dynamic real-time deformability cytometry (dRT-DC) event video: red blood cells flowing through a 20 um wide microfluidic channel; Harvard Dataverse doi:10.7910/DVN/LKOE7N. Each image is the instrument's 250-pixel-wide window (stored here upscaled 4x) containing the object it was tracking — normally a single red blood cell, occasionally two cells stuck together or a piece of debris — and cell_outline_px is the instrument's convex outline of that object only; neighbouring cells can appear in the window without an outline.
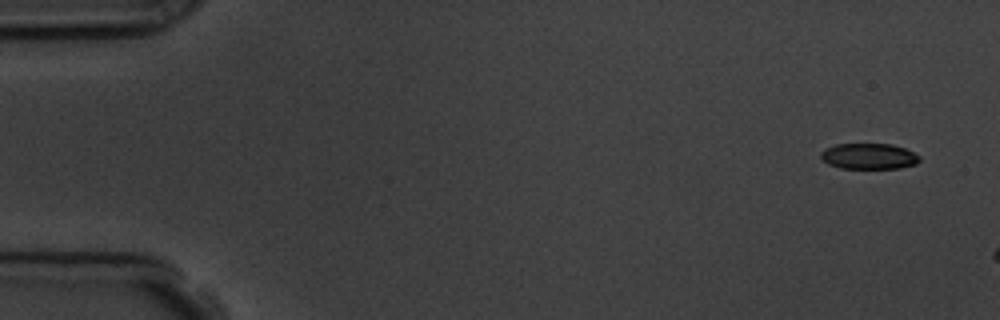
{"species": "common noctule bat (a hibernating species)", "species_latin": "Nyctalus noctula", "temperature_condition": "room temperature", "stored_images_in_passage": 3, "camera_frame_rate_fps": 3000, "um_per_image_px": 0.085, "animal": {"sex": "male", "body_mass_g": 19.5, "forearm_length_mm": 54.6}, "frame": {"image": 1, "passage_image": 1, "time_ms": 0.0, "image_size_px": [1000, 320], "cell_outline_px": [[920, 160], [916, 164], [900, 168], [840, 168], [828, 164], [820, 156], [820, 152], [836, 144], [892, 144], [904, 148], [920, 156]], "centroid_in_image_um": [73.87, 13.28], "position_along_channel_um": 11.1, "area_um2": 14.74}}